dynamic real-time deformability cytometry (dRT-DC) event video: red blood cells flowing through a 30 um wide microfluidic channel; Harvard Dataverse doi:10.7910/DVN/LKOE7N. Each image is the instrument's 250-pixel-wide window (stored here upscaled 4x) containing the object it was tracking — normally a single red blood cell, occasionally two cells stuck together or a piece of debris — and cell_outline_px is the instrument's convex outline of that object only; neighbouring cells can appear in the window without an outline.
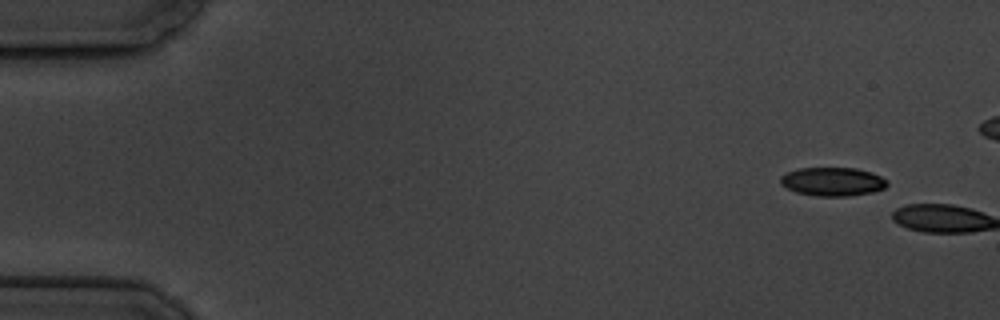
{"species": "common noctule bat (a hibernating species)", "species_latin": "Nyctalus noctula", "temperature_condition": "cold", "stored_images_in_passage": 2, "camera_frame_rate_fps": 3000, "um_per_image_px": 0.085, "animal": {"sex": "male", "body_mass_g": 19.5, "forearm_length_mm": 54.6}, "frame": {"image": 1, "passage_image": 1, "time_ms": 0.0, "image_size_px": [1000, 320], "cell_outline_px": [[888, 184], [884, 188], [872, 192], [848, 196], [816, 196], [796, 192], [780, 184], [780, 176], [788, 172], [800, 168], [856, 168], [872, 172], [888, 180]], "centroid_in_image_um": [70.78, 15.43], "position_along_channel_um": 14.2, "area_um2": 17.8}}